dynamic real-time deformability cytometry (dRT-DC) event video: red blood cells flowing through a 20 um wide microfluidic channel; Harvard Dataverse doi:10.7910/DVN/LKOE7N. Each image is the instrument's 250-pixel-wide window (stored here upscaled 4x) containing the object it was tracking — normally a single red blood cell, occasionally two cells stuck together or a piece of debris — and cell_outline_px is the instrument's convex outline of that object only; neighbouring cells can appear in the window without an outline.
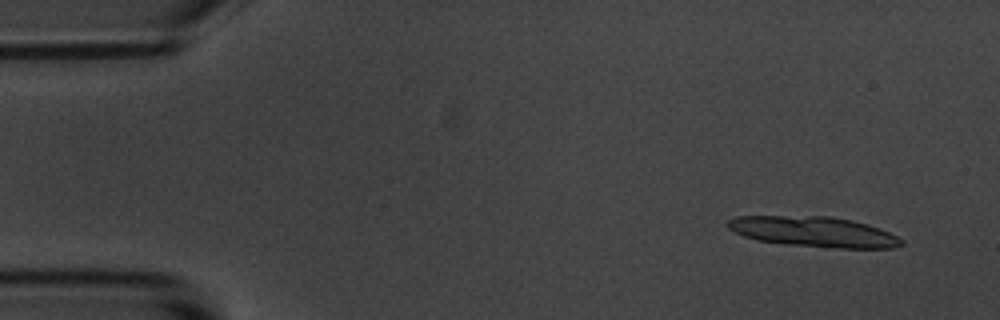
{"species": "common noctule bat (a hibernating species)", "species_latin": "Nyctalus noctula", "temperature_condition": "room temperature", "stored_images_in_passage": 4, "camera_frame_rate_fps": 3000, "um_per_image_px": 0.085, "animal": {"sex": "male", "body_mass_g": 20.1, "forearm_length_mm": 53.5}, "frame": {"image": 1, "passage_image": 1, "time_ms": 0.0, "image_size_px": [1000, 320], "cell_outline_px": [[904, 244], [892, 248], [840, 248], [784, 244], [756, 240], [744, 236], [728, 228], [724, 224], [728, 220], [736, 216], [832, 216], [852, 220], [868, 224], [880, 228], [904, 240]], "centroid_in_image_um": [69.16, 19.69], "position_along_channel_um": 15.8, "area_um2": 30.81}}